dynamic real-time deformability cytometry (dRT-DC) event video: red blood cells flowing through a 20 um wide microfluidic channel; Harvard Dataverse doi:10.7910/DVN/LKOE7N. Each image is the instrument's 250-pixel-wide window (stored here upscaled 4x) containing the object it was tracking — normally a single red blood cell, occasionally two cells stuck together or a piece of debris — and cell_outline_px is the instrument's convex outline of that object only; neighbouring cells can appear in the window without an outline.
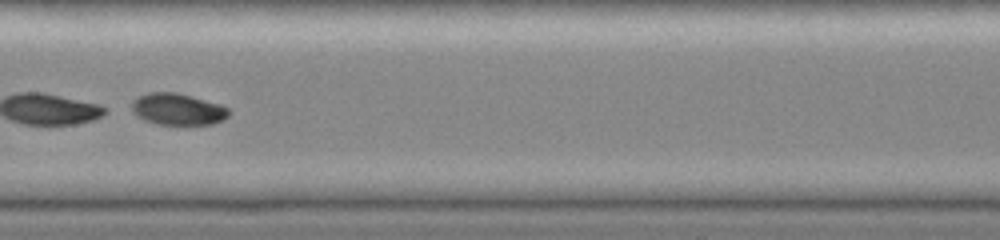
{"species": "common noctule bat (a hibernating species)", "species_latin": "Nyctalus noctula", "temperature_condition": "cold", "stored_images_in_passage": 42, "camera_frame_rate_fps": 3000, "um_per_image_px": 0.085, "animal": {"sex": "female", "body_mass_g": 19.0, "forearm_length_mm": 51.5}, "frame": {"image": 1, "passage_image": 21, "time_ms": 6.667, "image_size_px": [1000, 240], "cell_outline_px": [[228, 116], [224, 120], [212, 124], [156, 124], [144, 120], [132, 112], [132, 100], [148, 92], [176, 92], [192, 96], [220, 104], [228, 108]], "centroid_in_image_um": [15.1, 9.28], "position_along_channel_um": 192.3, "area_um2": 17.86}}
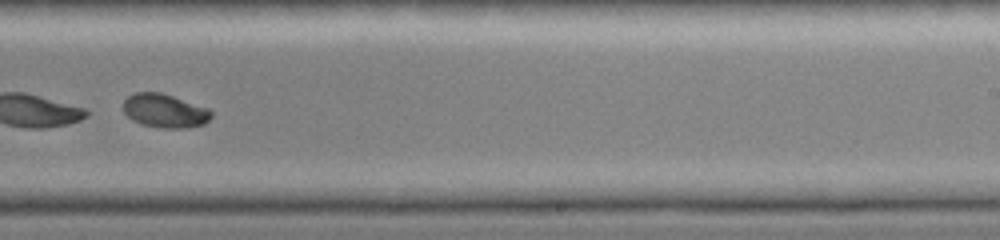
{"frame": {"image": 2, "passage_image": 27, "time_ms": 8.667, "image_size_px": [1000, 240], "cell_outline_px": [[212, 116], [204, 124], [184, 128], [160, 128], [140, 124], [132, 120], [124, 112], [124, 100], [128, 96], [136, 92], [160, 92], [208, 108], [212, 112]], "centroid_in_image_um": [13.99, 9.42], "position_along_channel_um": 275.0, "area_um2": 17.22}}
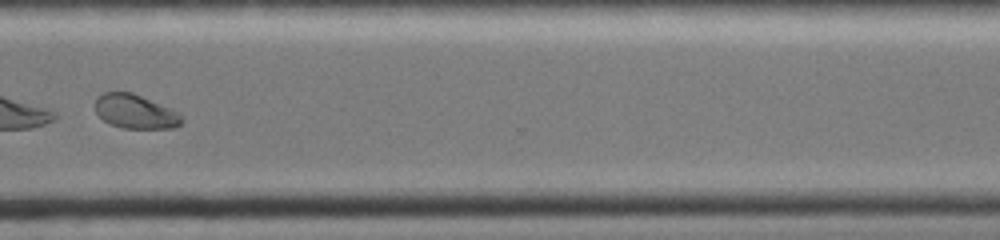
{"frame": {"image": 3, "passage_image": 33, "time_ms": 10.667, "image_size_px": [1000, 240], "cell_outline_px": [[180, 124], [172, 128], [124, 128], [112, 124], [104, 120], [96, 112], [96, 96], [104, 92], [132, 92], [172, 108], [180, 116]], "centroid_in_image_um": [11.47, 9.46], "position_along_channel_um": 359.1, "area_um2": 16.94}}